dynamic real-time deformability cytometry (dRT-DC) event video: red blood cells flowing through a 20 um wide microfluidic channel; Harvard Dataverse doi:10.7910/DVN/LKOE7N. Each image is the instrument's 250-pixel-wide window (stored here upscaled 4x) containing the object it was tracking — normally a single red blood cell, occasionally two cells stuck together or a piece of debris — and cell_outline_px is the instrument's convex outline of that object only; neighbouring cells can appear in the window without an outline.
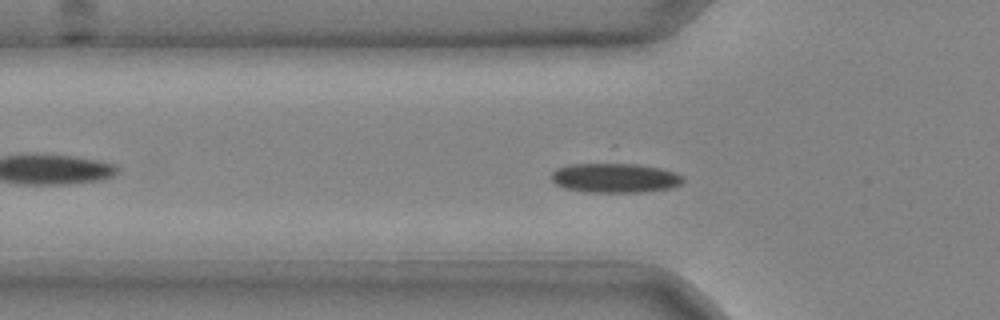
{"species": "common noctule bat (a hibernating species)", "species_latin": "Nyctalus noctula", "temperature_condition": "cold", "stored_images_in_passage": 29, "camera_frame_rate_fps": 3000, "um_per_image_px": 0.085, "animal": {"sex": "male", "body_mass_g": 20.4}, "frame": {"image": 1, "passage_image": 4, "time_ms": 1.0, "image_size_px": [1000, 320], "cell_outline_px": [[684, 180], [680, 184], [668, 188], [640, 192], [584, 192], [564, 188], [556, 184], [552, 180], [552, 172], [556, 168], [568, 164], [612, 160], [616, 160], [660, 168], [676, 172], [684, 176]], "centroid_in_image_um": [52.23, 15.06], "position_along_channel_um": 73.6, "area_um2": 23.7}}
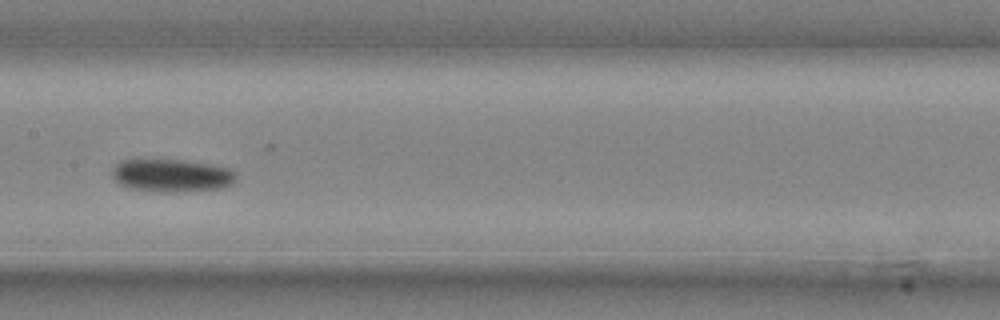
{"frame": {"image": 2, "passage_image": 12, "time_ms": 3.667, "image_size_px": [1000, 320], "cell_outline_px": [[236, 180], [232, 184], [220, 188], [184, 192], [160, 192], [132, 188], [120, 184], [112, 176], [112, 168], [120, 160], [136, 156], [152, 156], [216, 164], [228, 168], [236, 172]], "centroid_in_image_um": [14.55, 14.84], "position_along_channel_um": 192.9, "area_um2": 25.09}}
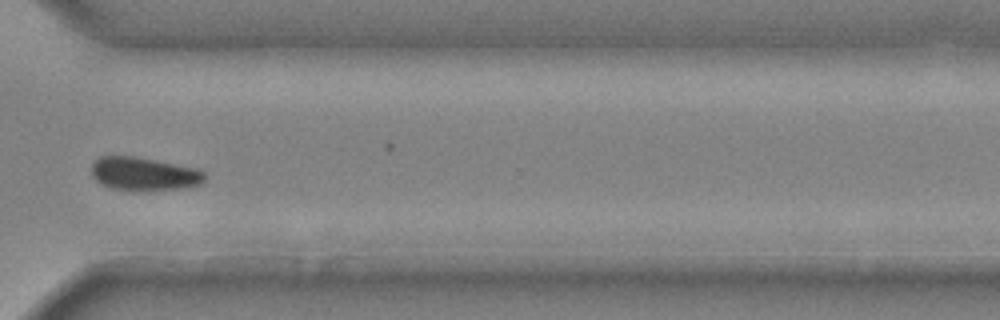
{"frame": {"image": 3, "passage_image": 23, "time_ms": 7.333, "image_size_px": [1000, 320], "cell_outline_px": [[208, 176], [204, 184], [192, 188], [148, 192], [112, 188], [100, 184], [92, 176], [92, 164], [100, 156], [136, 156], [200, 168]], "centroid_in_image_um": [12.36, 14.81], "position_along_channel_um": 358.2, "area_um2": 23.0}}